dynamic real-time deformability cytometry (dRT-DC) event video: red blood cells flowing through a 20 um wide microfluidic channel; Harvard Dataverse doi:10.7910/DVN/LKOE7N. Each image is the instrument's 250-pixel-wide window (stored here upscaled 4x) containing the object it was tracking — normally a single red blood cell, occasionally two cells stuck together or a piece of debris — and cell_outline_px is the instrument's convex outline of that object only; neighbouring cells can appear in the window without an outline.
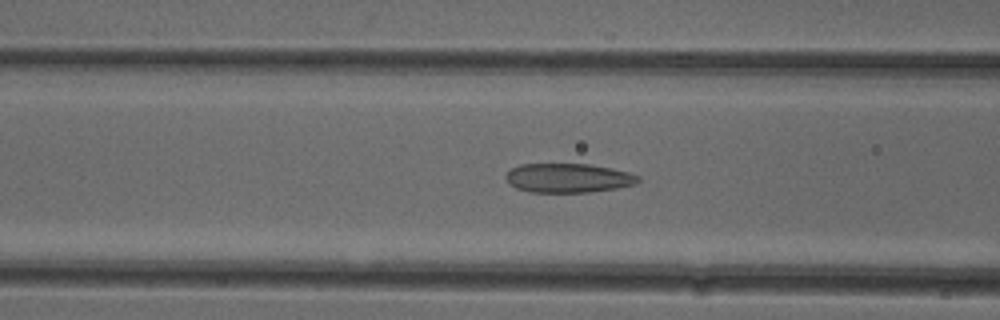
{"species": "common noctule bat (a hibernating species)", "species_latin": "Nyctalus noctula", "temperature_condition": "cold", "stored_images_in_passage": 47, "camera_frame_rate_fps": 3000, "um_per_image_px": 0.085, "animal": {"sex": "female"}, "frame": {"image": 1, "passage_image": 15, "time_ms": 4.667, "image_size_px": [1000, 320], "cell_outline_px": [[640, 180], [636, 184], [616, 188], [592, 192], [532, 192], [516, 188], [504, 176], [512, 168], [520, 164], [592, 164], [612, 168], [628, 172], [640, 176]], "centroid_in_image_um": [48.34, 15.12], "position_along_channel_um": 118.3, "area_um2": 22.48}}
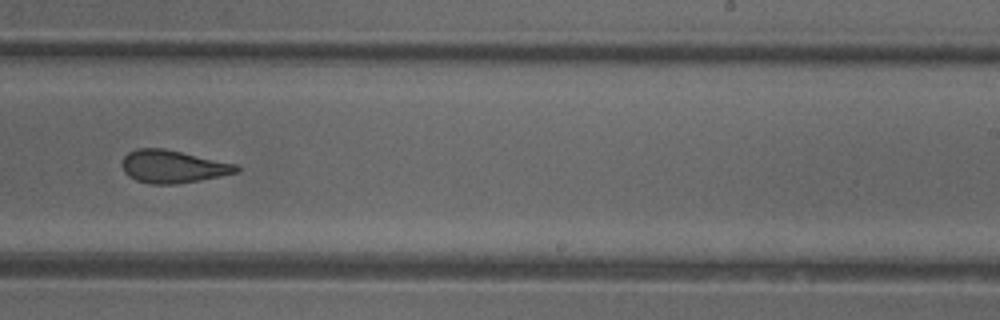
{"frame": {"image": 2, "passage_image": 27, "time_ms": 8.667, "image_size_px": [1000, 320], "cell_outline_px": [[240, 172], [200, 180], [176, 184], [152, 184], [136, 180], [128, 176], [124, 172], [120, 164], [124, 156], [128, 152], [136, 148], [164, 148], [236, 164], [240, 168]], "centroid_in_image_um": [14.66, 14.15], "position_along_channel_um": 274.3, "area_um2": 21.91}}
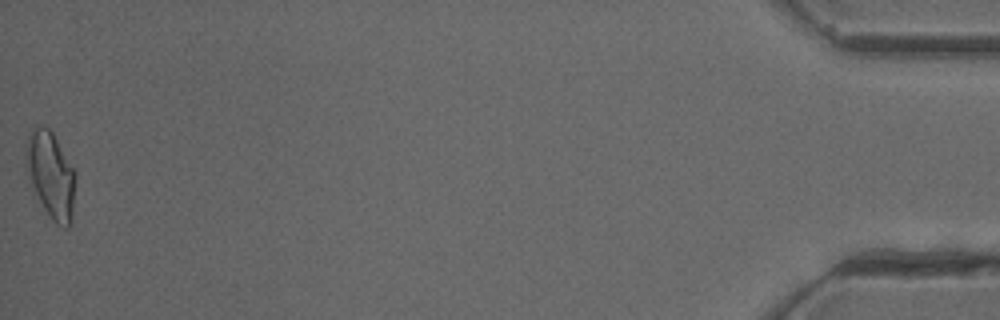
{"frame": {"image": 3, "passage_image": 47, "time_ms": 15.333, "image_size_px": [1000, 320], "cell_outline_px": [[76, 176], [72, 220], [68, 228], [64, 228], [56, 224], [52, 220], [44, 208], [28, 176], [24, 164], [24, 148], [28, 136], [32, 128], [48, 128], [52, 132], [76, 172]], "centroid_in_image_um": [4.32, 14.88], "position_along_channel_um": 430.9, "area_um2": 24.91}, "authors_computed_cell_mechanics": {"area_um2": 22.542, "velocity_mm_per_s": 3.8931, "shape_relaxation_time_tau1_ms": null, "shape_relaxation_time_tau2_ms": 2.0335, "deformation_change_tau1": null, "deformation_change_tau2": 0.1033}}